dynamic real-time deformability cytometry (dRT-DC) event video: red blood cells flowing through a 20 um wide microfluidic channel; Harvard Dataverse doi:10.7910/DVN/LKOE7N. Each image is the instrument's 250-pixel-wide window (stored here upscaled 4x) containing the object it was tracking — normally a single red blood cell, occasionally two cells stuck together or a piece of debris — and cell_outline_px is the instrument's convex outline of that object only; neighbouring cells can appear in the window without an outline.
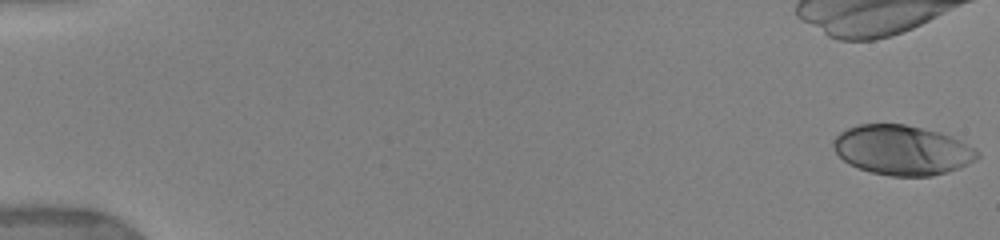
{"species": "human", "species_latin": "Homo sapiens", "temperature_condition": "warm", "stored_images_in_passage": 20, "camera_frame_rate_fps": 3000, "um_per_image_px": 0.085, "donor": {"sex": "female"}, "frame": {"image": 1, "passage_image": 1, "time_ms": 0.0, "image_size_px": [1000, 240], "cell_outline_px": [[980, 156], [976, 160], [968, 164], [948, 172], [932, 176], [888, 176], [872, 172], [848, 164], [832, 148], [832, 144], [836, 136], [840, 132], [848, 128], [860, 124], [904, 124], [940, 132], [952, 136], [976, 148], [980, 152]], "centroid_in_image_um": [76.71, 12.76], "position_along_channel_um": 8.3, "area_um2": 41.91}}
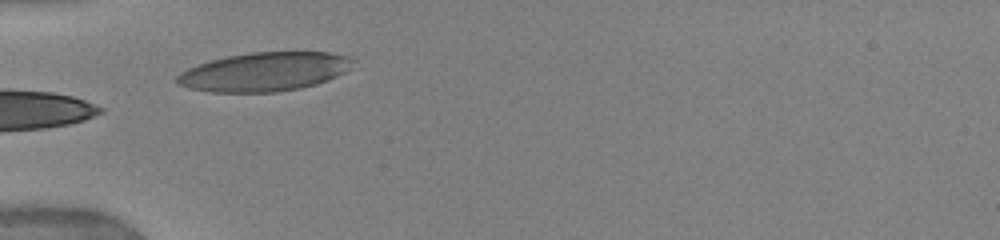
{"frame": {"image": 2, "passage_image": 17, "time_ms": 6.333, "image_size_px": [1000, 240], "cell_outline_px": [[356, 60], [344, 72], [328, 80], [316, 84], [300, 88], [276, 92], [212, 92], [188, 88], [176, 84], [176, 76], [180, 72], [188, 68], [212, 60], [228, 56], [252, 52], [332, 52], [348, 56]], "centroid_in_image_um": [22.47, 6.1], "position_along_channel_um": 62.5, "area_um2": 39.77}}